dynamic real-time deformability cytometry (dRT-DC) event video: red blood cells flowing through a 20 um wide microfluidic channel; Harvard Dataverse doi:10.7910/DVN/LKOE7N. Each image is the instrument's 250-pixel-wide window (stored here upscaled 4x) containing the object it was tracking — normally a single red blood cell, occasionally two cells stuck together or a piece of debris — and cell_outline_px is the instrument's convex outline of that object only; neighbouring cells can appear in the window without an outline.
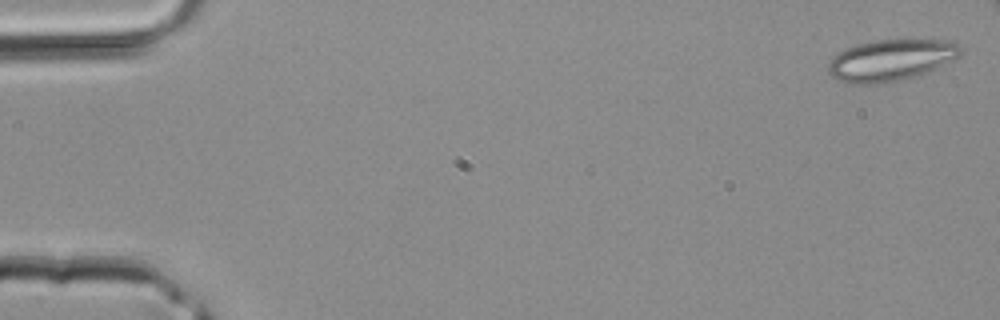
{"species": "common noctule bat (a hibernating species)", "species_latin": "Nyctalus noctula", "temperature_condition": "room temperature", "stored_images_in_passage": 38, "camera_frame_rate_fps": 3000, "um_per_image_px": 0.085, "animal": {"sex": "male", "body_mass_g": 20.4}, "frame": {"image": 1, "passage_image": 1, "time_ms": 0.0, "image_size_px": [1000, 320], "cell_outline_px": [[964, 52], [960, 56], [924, 72], [900, 80], [884, 84], [848, 84], [836, 80], [828, 72], [828, 64], [844, 48], [856, 44], [876, 40], [940, 40], [960, 44], [964, 48]], "centroid_in_image_um": [75.69, 5.12], "position_along_channel_um": 9.3, "area_um2": 31.79}}
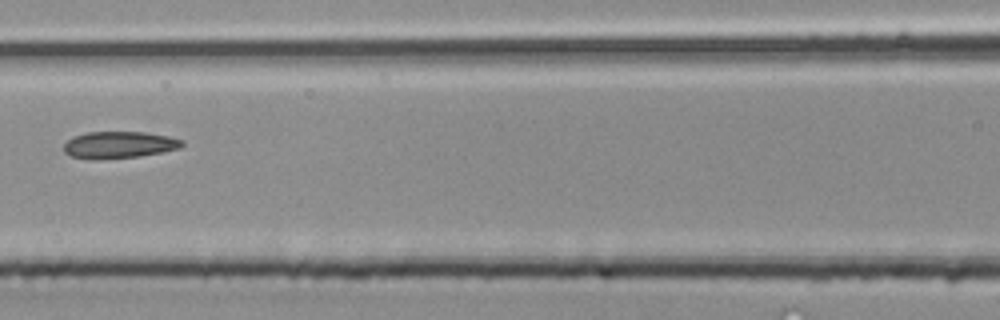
{"frame": {"image": 2, "passage_image": 19, "time_ms": 6.0, "image_size_px": [1000, 320], "cell_outline_px": [[184, 144], [180, 148], [140, 156], [96, 160], [92, 160], [72, 156], [64, 152], [64, 144], [72, 136], [88, 132], [144, 132], [168, 136], [184, 140]], "centroid_in_image_um": [10.11, 12.31], "position_along_channel_um": 156.5, "area_um2": 18.55}}
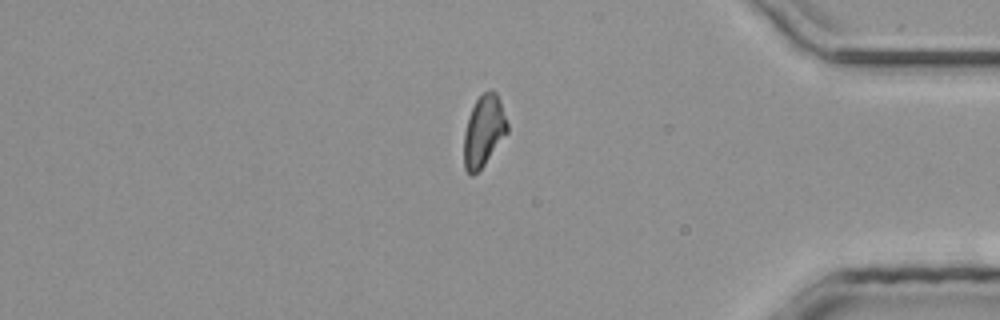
{"frame": {"image": 3, "passage_image": 35, "time_ms": 11.333, "image_size_px": [1000, 320], "cell_outline_px": [[508, 132], [484, 164], [472, 176], [468, 176], [464, 168], [464, 132], [468, 116], [476, 100], [484, 92], [492, 88], [496, 92], [500, 100], [508, 124]], "centroid_in_image_um": [41.11, 11.12], "position_along_channel_um": 394.1, "area_um2": 18.03}}